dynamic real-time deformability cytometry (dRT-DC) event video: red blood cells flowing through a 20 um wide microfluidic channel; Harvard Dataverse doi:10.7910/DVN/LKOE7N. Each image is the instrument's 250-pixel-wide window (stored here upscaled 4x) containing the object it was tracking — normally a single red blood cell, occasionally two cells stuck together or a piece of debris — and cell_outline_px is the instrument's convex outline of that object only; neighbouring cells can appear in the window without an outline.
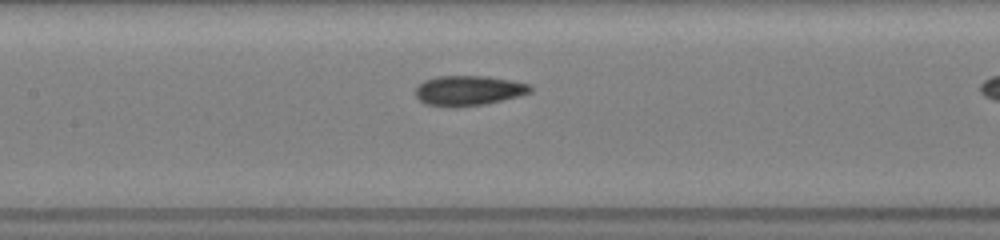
{"species": "common noctule bat (a hibernating species)", "species_latin": "Nyctalus noctula", "temperature_condition": "room temperature", "stored_images_in_passage": 11, "camera_frame_rate_fps": 3000, "um_per_image_px": 0.085, "animal": {"sex": "female", "body_mass_g": 19.5, "forearm_length_mm": 54.1}, "frame": {"image": 1, "passage_image": 6, "time_ms": 1.0, "image_size_px": [1000, 240], "cell_outline_px": [[532, 92], [484, 104], [456, 108], [444, 108], [424, 104], [416, 96], [416, 88], [424, 80], [436, 76], [488, 76], [512, 80], [532, 84]], "centroid_in_image_um": [39.8, 7.71], "position_along_channel_um": 167.6, "area_um2": 20.35}}